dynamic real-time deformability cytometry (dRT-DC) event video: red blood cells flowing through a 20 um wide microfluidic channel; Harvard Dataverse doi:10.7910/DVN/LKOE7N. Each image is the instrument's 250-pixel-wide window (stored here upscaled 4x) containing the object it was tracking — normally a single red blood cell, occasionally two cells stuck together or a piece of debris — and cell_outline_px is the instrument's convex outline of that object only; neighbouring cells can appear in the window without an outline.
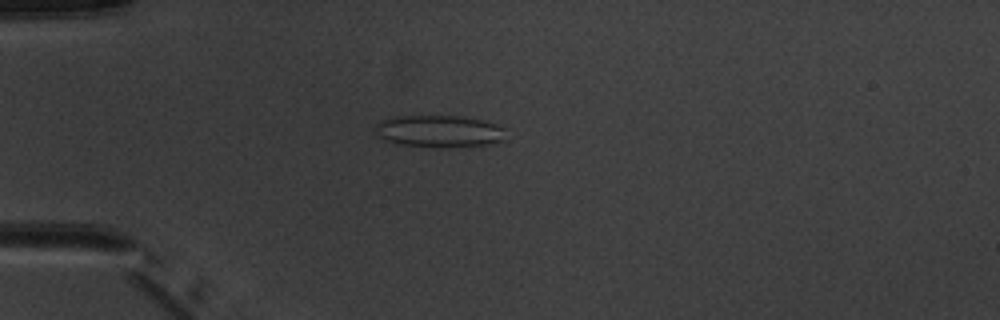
{"species": "common noctule bat (a hibernating species)", "species_latin": "Nyctalus noctula", "temperature_condition": "warm", "stored_images_in_passage": 2, "camera_frame_rate_fps": 3000, "um_per_image_px": 0.085, "animal": {"sex": "male", "body_mass_g": 20.1, "forearm_length_mm": 53.5}, "frame": {"image": 1, "passage_image": 2, "time_ms": 1.0, "image_size_px": [1000, 320], "cell_outline_px": [[508, 128], [504, 140], [488, 144], [460, 148], [440, 148], [396, 144], [384, 140], [376, 132], [376, 124], [380, 120], [392, 116], [464, 116], [496, 124]], "centroid_in_image_um": [37.37, 11.17], "position_along_channel_um": 47.6, "area_um2": 25.03}}